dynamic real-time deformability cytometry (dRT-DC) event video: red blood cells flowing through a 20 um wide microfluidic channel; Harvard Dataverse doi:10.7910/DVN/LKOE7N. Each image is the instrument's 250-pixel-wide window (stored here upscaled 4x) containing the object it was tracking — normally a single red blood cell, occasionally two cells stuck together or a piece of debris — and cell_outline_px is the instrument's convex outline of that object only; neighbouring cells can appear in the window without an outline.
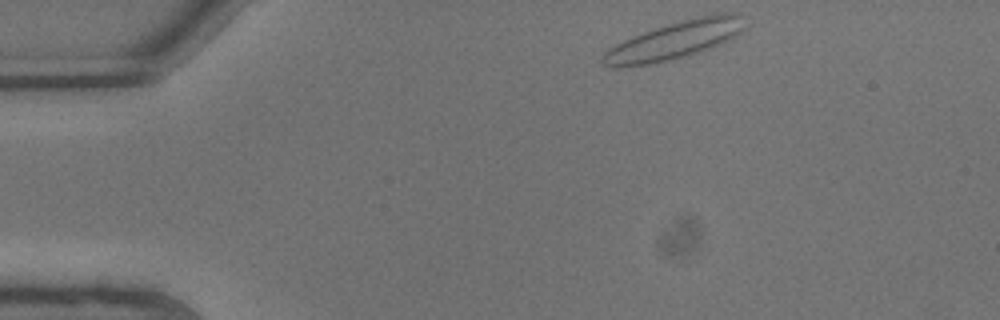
{"species": "common noctule bat (a hibernating species)", "species_latin": "Nyctalus noctula", "temperature_condition": "warm", "stored_images_in_passage": 4, "camera_frame_rate_fps": 3000, "um_per_image_px": 0.085, "animal": {"sex": "male", "body_mass_g": 13.3}, "frame": {"image": 1, "passage_image": 1, "time_ms": 0.0, "image_size_px": [1000, 320], "cell_outline_px": [[744, 28], [736, 36], [712, 48], [688, 56], [672, 60], [652, 64], [604, 64], [600, 60], [600, 56], [608, 48], [624, 40], [644, 32], [668, 24], [712, 12], [732, 12], [740, 16]], "centroid_in_image_um": [57.42, 3.39], "position_along_channel_um": 27.6, "area_um2": 30.75}}